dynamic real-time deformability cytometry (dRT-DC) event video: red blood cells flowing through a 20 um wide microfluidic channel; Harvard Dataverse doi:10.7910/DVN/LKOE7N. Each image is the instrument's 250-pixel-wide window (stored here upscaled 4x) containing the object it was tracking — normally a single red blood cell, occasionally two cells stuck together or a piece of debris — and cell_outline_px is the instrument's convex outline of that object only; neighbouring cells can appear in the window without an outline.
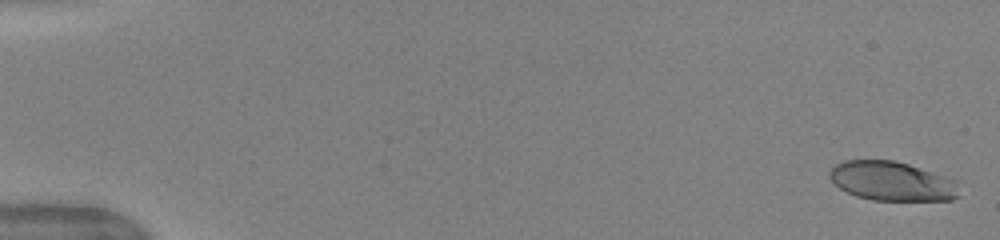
{"species": "human", "species_latin": "Homo sapiens", "temperature_condition": "warm", "stored_images_in_passage": 52, "camera_frame_rate_fps": 3000, "um_per_image_px": 0.085, "donor": {"sex": "female"}, "frame": {"image": 1, "passage_image": 2, "time_ms": 0.333, "image_size_px": [1000, 240], "cell_outline_px": [[960, 196], [952, 200], [872, 200], [856, 196], [840, 188], [828, 176], [828, 172], [836, 164], [844, 160], [896, 160], [956, 180]], "centroid_in_image_um": [75.82, 15.4], "position_along_channel_um": 9.2, "area_um2": 29.59}}
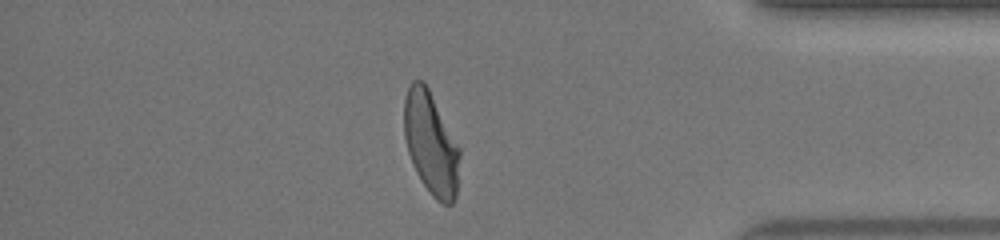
{"frame": {"image": 2, "passage_image": 45, "time_ms": 14.667, "image_size_px": [1000, 240], "cell_outline_px": [[460, 156], [456, 196], [452, 204], [444, 204], [436, 200], [432, 196], [416, 172], [412, 164], [408, 152], [404, 136], [404, 100], [408, 88], [412, 80], [424, 80], [460, 148]], "centroid_in_image_um": [36.62, 12.19], "position_along_channel_um": 398.6, "area_um2": 33.18}}
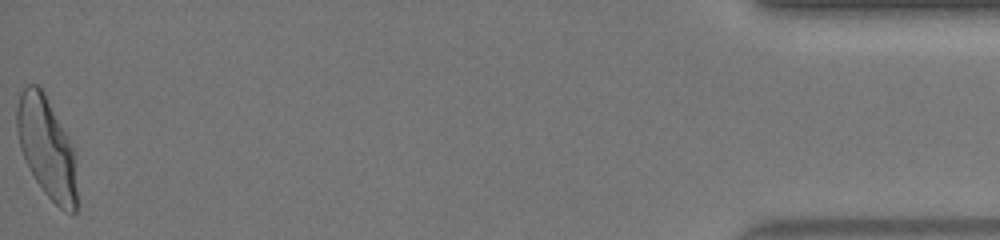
{"frame": {"image": 3, "passage_image": 52, "time_ms": 17.0, "image_size_px": [1000, 240], "cell_outline_px": [[76, 212], [72, 216], [64, 212], [44, 192], [36, 180], [20, 148], [16, 132], [16, 108], [20, 92], [28, 84], [36, 84], [44, 92], [68, 136], [72, 144], [76, 192]], "centroid_in_image_um": [3.95, 12.53], "position_along_channel_um": 431.3, "area_um2": 34.91}, "authors_computed_cell_mechanics": {"area_um2": 33.6107, "velocity_mm_per_s": 4.0157, "shape_relaxation_time_tau1_ms": 4.1029, "shape_relaxation_time_tau2_ms": 0.7334, "deformation_change_tau1": 0.213, "deformation_change_tau2": 0.081}}